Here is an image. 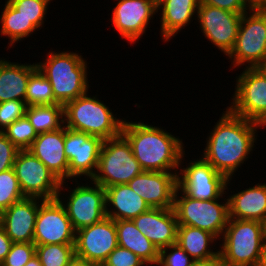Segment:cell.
Wrapping results in <instances>:
<instances>
[{"label":"cell","mask_w":266,"mask_h":266,"mask_svg":"<svg viewBox=\"0 0 266 266\" xmlns=\"http://www.w3.org/2000/svg\"><path fill=\"white\" fill-rule=\"evenodd\" d=\"M121 134L144 171L178 173L185 159L182 139L144 122H123ZM173 171V172H172Z\"/></svg>","instance_id":"2"},{"label":"cell","mask_w":266,"mask_h":266,"mask_svg":"<svg viewBox=\"0 0 266 266\" xmlns=\"http://www.w3.org/2000/svg\"><path fill=\"white\" fill-rule=\"evenodd\" d=\"M25 266H42V264L38 259V257L35 255L28 261V263Z\"/></svg>","instance_id":"45"},{"label":"cell","mask_w":266,"mask_h":266,"mask_svg":"<svg viewBox=\"0 0 266 266\" xmlns=\"http://www.w3.org/2000/svg\"><path fill=\"white\" fill-rule=\"evenodd\" d=\"M118 246L126 248L140 257L147 265H157L158 248L136 227L133 220H116Z\"/></svg>","instance_id":"26"},{"label":"cell","mask_w":266,"mask_h":266,"mask_svg":"<svg viewBox=\"0 0 266 266\" xmlns=\"http://www.w3.org/2000/svg\"><path fill=\"white\" fill-rule=\"evenodd\" d=\"M230 107L235 115L266 125V77L257 68H244L236 77Z\"/></svg>","instance_id":"10"},{"label":"cell","mask_w":266,"mask_h":266,"mask_svg":"<svg viewBox=\"0 0 266 266\" xmlns=\"http://www.w3.org/2000/svg\"><path fill=\"white\" fill-rule=\"evenodd\" d=\"M68 266H101V265L87 262L75 257V259Z\"/></svg>","instance_id":"44"},{"label":"cell","mask_w":266,"mask_h":266,"mask_svg":"<svg viewBox=\"0 0 266 266\" xmlns=\"http://www.w3.org/2000/svg\"><path fill=\"white\" fill-rule=\"evenodd\" d=\"M227 197L229 218L266 222V183H257Z\"/></svg>","instance_id":"23"},{"label":"cell","mask_w":266,"mask_h":266,"mask_svg":"<svg viewBox=\"0 0 266 266\" xmlns=\"http://www.w3.org/2000/svg\"><path fill=\"white\" fill-rule=\"evenodd\" d=\"M0 15L1 30L0 36L3 35L10 39L8 43V50L16 42L24 40V38L33 35L38 29L31 21L24 18L20 11L15 10L6 0L4 8Z\"/></svg>","instance_id":"28"},{"label":"cell","mask_w":266,"mask_h":266,"mask_svg":"<svg viewBox=\"0 0 266 266\" xmlns=\"http://www.w3.org/2000/svg\"><path fill=\"white\" fill-rule=\"evenodd\" d=\"M256 68L266 77V58Z\"/></svg>","instance_id":"46"},{"label":"cell","mask_w":266,"mask_h":266,"mask_svg":"<svg viewBox=\"0 0 266 266\" xmlns=\"http://www.w3.org/2000/svg\"><path fill=\"white\" fill-rule=\"evenodd\" d=\"M218 241V238L206 231L188 225H178L177 243L194 260H206L219 254L217 250L211 249V245ZM211 245V246H210Z\"/></svg>","instance_id":"27"},{"label":"cell","mask_w":266,"mask_h":266,"mask_svg":"<svg viewBox=\"0 0 266 266\" xmlns=\"http://www.w3.org/2000/svg\"><path fill=\"white\" fill-rule=\"evenodd\" d=\"M219 253L232 266H261L265 223L229 218Z\"/></svg>","instance_id":"5"},{"label":"cell","mask_w":266,"mask_h":266,"mask_svg":"<svg viewBox=\"0 0 266 266\" xmlns=\"http://www.w3.org/2000/svg\"><path fill=\"white\" fill-rule=\"evenodd\" d=\"M75 235L66 210L57 198L44 200L39 205L33 238L35 245L75 244Z\"/></svg>","instance_id":"13"},{"label":"cell","mask_w":266,"mask_h":266,"mask_svg":"<svg viewBox=\"0 0 266 266\" xmlns=\"http://www.w3.org/2000/svg\"><path fill=\"white\" fill-rule=\"evenodd\" d=\"M191 266H232V265H230L219 253L216 256L206 260H194Z\"/></svg>","instance_id":"42"},{"label":"cell","mask_w":266,"mask_h":266,"mask_svg":"<svg viewBox=\"0 0 266 266\" xmlns=\"http://www.w3.org/2000/svg\"><path fill=\"white\" fill-rule=\"evenodd\" d=\"M144 170L134 157L128 140L120 134L103 140L96 174L91 181L103 188L127 184Z\"/></svg>","instance_id":"6"},{"label":"cell","mask_w":266,"mask_h":266,"mask_svg":"<svg viewBox=\"0 0 266 266\" xmlns=\"http://www.w3.org/2000/svg\"><path fill=\"white\" fill-rule=\"evenodd\" d=\"M37 68L49 80L54 99L65 105L85 95L89 90L87 61L83 56L70 51H49Z\"/></svg>","instance_id":"3"},{"label":"cell","mask_w":266,"mask_h":266,"mask_svg":"<svg viewBox=\"0 0 266 266\" xmlns=\"http://www.w3.org/2000/svg\"><path fill=\"white\" fill-rule=\"evenodd\" d=\"M227 56L233 68H256L266 58V9L251 8L242 14L235 44Z\"/></svg>","instance_id":"8"},{"label":"cell","mask_w":266,"mask_h":266,"mask_svg":"<svg viewBox=\"0 0 266 266\" xmlns=\"http://www.w3.org/2000/svg\"><path fill=\"white\" fill-rule=\"evenodd\" d=\"M118 246L115 220L105 217L102 221L80 228L75 235V257L102 265Z\"/></svg>","instance_id":"14"},{"label":"cell","mask_w":266,"mask_h":266,"mask_svg":"<svg viewBox=\"0 0 266 266\" xmlns=\"http://www.w3.org/2000/svg\"><path fill=\"white\" fill-rule=\"evenodd\" d=\"M200 3L238 14H244L251 9L245 0H200Z\"/></svg>","instance_id":"40"},{"label":"cell","mask_w":266,"mask_h":266,"mask_svg":"<svg viewBox=\"0 0 266 266\" xmlns=\"http://www.w3.org/2000/svg\"><path fill=\"white\" fill-rule=\"evenodd\" d=\"M219 200L203 201L190 198L177 187L173 209L178 225H188L206 230L221 240L229 221V202L228 197L224 198V203Z\"/></svg>","instance_id":"7"},{"label":"cell","mask_w":266,"mask_h":266,"mask_svg":"<svg viewBox=\"0 0 266 266\" xmlns=\"http://www.w3.org/2000/svg\"><path fill=\"white\" fill-rule=\"evenodd\" d=\"M265 242H266V222H265Z\"/></svg>","instance_id":"48"},{"label":"cell","mask_w":266,"mask_h":266,"mask_svg":"<svg viewBox=\"0 0 266 266\" xmlns=\"http://www.w3.org/2000/svg\"><path fill=\"white\" fill-rule=\"evenodd\" d=\"M3 132L19 150H28L38 136L26 115L14 121Z\"/></svg>","instance_id":"32"},{"label":"cell","mask_w":266,"mask_h":266,"mask_svg":"<svg viewBox=\"0 0 266 266\" xmlns=\"http://www.w3.org/2000/svg\"><path fill=\"white\" fill-rule=\"evenodd\" d=\"M36 69V63L21 64L0 58V102L25 101L29 77Z\"/></svg>","instance_id":"25"},{"label":"cell","mask_w":266,"mask_h":266,"mask_svg":"<svg viewBox=\"0 0 266 266\" xmlns=\"http://www.w3.org/2000/svg\"><path fill=\"white\" fill-rule=\"evenodd\" d=\"M13 242L6 234L4 228L0 225V265L9 253Z\"/></svg>","instance_id":"41"},{"label":"cell","mask_w":266,"mask_h":266,"mask_svg":"<svg viewBox=\"0 0 266 266\" xmlns=\"http://www.w3.org/2000/svg\"><path fill=\"white\" fill-rule=\"evenodd\" d=\"M88 92L63 106L64 126L70 130L100 137L102 140L121 134L124 120L116 118L112 110Z\"/></svg>","instance_id":"4"},{"label":"cell","mask_w":266,"mask_h":266,"mask_svg":"<svg viewBox=\"0 0 266 266\" xmlns=\"http://www.w3.org/2000/svg\"><path fill=\"white\" fill-rule=\"evenodd\" d=\"M106 217L113 220H133L150 209L148 204L127 184L105 188Z\"/></svg>","instance_id":"24"},{"label":"cell","mask_w":266,"mask_h":266,"mask_svg":"<svg viewBox=\"0 0 266 266\" xmlns=\"http://www.w3.org/2000/svg\"><path fill=\"white\" fill-rule=\"evenodd\" d=\"M261 266H266V242L264 243L263 259H262Z\"/></svg>","instance_id":"47"},{"label":"cell","mask_w":266,"mask_h":266,"mask_svg":"<svg viewBox=\"0 0 266 266\" xmlns=\"http://www.w3.org/2000/svg\"><path fill=\"white\" fill-rule=\"evenodd\" d=\"M179 169L178 188L188 197L198 200L223 199L232 180L216 171L202 157L190 161L186 167L180 166Z\"/></svg>","instance_id":"11"},{"label":"cell","mask_w":266,"mask_h":266,"mask_svg":"<svg viewBox=\"0 0 266 266\" xmlns=\"http://www.w3.org/2000/svg\"><path fill=\"white\" fill-rule=\"evenodd\" d=\"M178 173L143 171L127 185L136 192L150 208L174 207Z\"/></svg>","instance_id":"18"},{"label":"cell","mask_w":266,"mask_h":266,"mask_svg":"<svg viewBox=\"0 0 266 266\" xmlns=\"http://www.w3.org/2000/svg\"><path fill=\"white\" fill-rule=\"evenodd\" d=\"M133 222L158 250L177 243L178 222L173 208H150Z\"/></svg>","instance_id":"21"},{"label":"cell","mask_w":266,"mask_h":266,"mask_svg":"<svg viewBox=\"0 0 266 266\" xmlns=\"http://www.w3.org/2000/svg\"><path fill=\"white\" fill-rule=\"evenodd\" d=\"M51 1L53 0H7L15 10L20 11L24 18L40 30L44 27V19Z\"/></svg>","instance_id":"33"},{"label":"cell","mask_w":266,"mask_h":266,"mask_svg":"<svg viewBox=\"0 0 266 266\" xmlns=\"http://www.w3.org/2000/svg\"><path fill=\"white\" fill-rule=\"evenodd\" d=\"M200 0H157V10L161 11L160 36L168 42L191 23L197 15Z\"/></svg>","instance_id":"22"},{"label":"cell","mask_w":266,"mask_h":266,"mask_svg":"<svg viewBox=\"0 0 266 266\" xmlns=\"http://www.w3.org/2000/svg\"><path fill=\"white\" fill-rule=\"evenodd\" d=\"M25 198L13 168L0 173V213Z\"/></svg>","instance_id":"34"},{"label":"cell","mask_w":266,"mask_h":266,"mask_svg":"<svg viewBox=\"0 0 266 266\" xmlns=\"http://www.w3.org/2000/svg\"><path fill=\"white\" fill-rule=\"evenodd\" d=\"M25 102L27 106L58 104L49 80L37 68L29 77Z\"/></svg>","instance_id":"30"},{"label":"cell","mask_w":266,"mask_h":266,"mask_svg":"<svg viewBox=\"0 0 266 266\" xmlns=\"http://www.w3.org/2000/svg\"><path fill=\"white\" fill-rule=\"evenodd\" d=\"M147 264L130 250L117 246L101 266H146Z\"/></svg>","instance_id":"38"},{"label":"cell","mask_w":266,"mask_h":266,"mask_svg":"<svg viewBox=\"0 0 266 266\" xmlns=\"http://www.w3.org/2000/svg\"><path fill=\"white\" fill-rule=\"evenodd\" d=\"M42 266H68L75 259V244L36 245Z\"/></svg>","instance_id":"31"},{"label":"cell","mask_w":266,"mask_h":266,"mask_svg":"<svg viewBox=\"0 0 266 266\" xmlns=\"http://www.w3.org/2000/svg\"><path fill=\"white\" fill-rule=\"evenodd\" d=\"M36 255V245L31 243H13L0 266H25Z\"/></svg>","instance_id":"36"},{"label":"cell","mask_w":266,"mask_h":266,"mask_svg":"<svg viewBox=\"0 0 266 266\" xmlns=\"http://www.w3.org/2000/svg\"><path fill=\"white\" fill-rule=\"evenodd\" d=\"M242 14L233 13L212 5L199 4V29L224 55H228L237 38Z\"/></svg>","instance_id":"15"},{"label":"cell","mask_w":266,"mask_h":266,"mask_svg":"<svg viewBox=\"0 0 266 266\" xmlns=\"http://www.w3.org/2000/svg\"><path fill=\"white\" fill-rule=\"evenodd\" d=\"M19 149L0 131V173L13 168Z\"/></svg>","instance_id":"39"},{"label":"cell","mask_w":266,"mask_h":266,"mask_svg":"<svg viewBox=\"0 0 266 266\" xmlns=\"http://www.w3.org/2000/svg\"><path fill=\"white\" fill-rule=\"evenodd\" d=\"M103 140L97 136L77 132L65 127L64 149L69 162V180L92 179L96 174Z\"/></svg>","instance_id":"16"},{"label":"cell","mask_w":266,"mask_h":266,"mask_svg":"<svg viewBox=\"0 0 266 266\" xmlns=\"http://www.w3.org/2000/svg\"><path fill=\"white\" fill-rule=\"evenodd\" d=\"M67 182H61L57 199L64 206L73 229L77 231L80 228L102 221L106 217L105 188L91 180L89 181L91 182L89 185L88 182L81 185L76 179L75 182H77V185L70 191L64 187ZM66 189L70 193L67 195L68 199L62 198L64 196H61V191H65Z\"/></svg>","instance_id":"9"},{"label":"cell","mask_w":266,"mask_h":266,"mask_svg":"<svg viewBox=\"0 0 266 266\" xmlns=\"http://www.w3.org/2000/svg\"><path fill=\"white\" fill-rule=\"evenodd\" d=\"M13 169L25 197L57 198L61 181L28 150L18 151Z\"/></svg>","instance_id":"12"},{"label":"cell","mask_w":266,"mask_h":266,"mask_svg":"<svg viewBox=\"0 0 266 266\" xmlns=\"http://www.w3.org/2000/svg\"><path fill=\"white\" fill-rule=\"evenodd\" d=\"M223 112L206 138L201 157L230 179L250 157L257 143V129L263 126L233 114L228 108Z\"/></svg>","instance_id":"1"},{"label":"cell","mask_w":266,"mask_h":266,"mask_svg":"<svg viewBox=\"0 0 266 266\" xmlns=\"http://www.w3.org/2000/svg\"><path fill=\"white\" fill-rule=\"evenodd\" d=\"M250 8L266 9V0H245Z\"/></svg>","instance_id":"43"},{"label":"cell","mask_w":266,"mask_h":266,"mask_svg":"<svg viewBox=\"0 0 266 266\" xmlns=\"http://www.w3.org/2000/svg\"><path fill=\"white\" fill-rule=\"evenodd\" d=\"M43 199L25 197L0 213V225L13 243H31L39 205Z\"/></svg>","instance_id":"19"},{"label":"cell","mask_w":266,"mask_h":266,"mask_svg":"<svg viewBox=\"0 0 266 266\" xmlns=\"http://www.w3.org/2000/svg\"><path fill=\"white\" fill-rule=\"evenodd\" d=\"M65 126L55 131L38 134L28 149L61 182L69 180V162L64 149Z\"/></svg>","instance_id":"20"},{"label":"cell","mask_w":266,"mask_h":266,"mask_svg":"<svg viewBox=\"0 0 266 266\" xmlns=\"http://www.w3.org/2000/svg\"><path fill=\"white\" fill-rule=\"evenodd\" d=\"M112 10V25L119 35L130 43H136L145 34L150 20L159 11L157 0H116Z\"/></svg>","instance_id":"17"},{"label":"cell","mask_w":266,"mask_h":266,"mask_svg":"<svg viewBox=\"0 0 266 266\" xmlns=\"http://www.w3.org/2000/svg\"><path fill=\"white\" fill-rule=\"evenodd\" d=\"M26 116L37 134L58 130L64 125L61 104L27 106Z\"/></svg>","instance_id":"29"},{"label":"cell","mask_w":266,"mask_h":266,"mask_svg":"<svg viewBox=\"0 0 266 266\" xmlns=\"http://www.w3.org/2000/svg\"><path fill=\"white\" fill-rule=\"evenodd\" d=\"M25 101L9 100L0 102V131L6 129L14 121L26 115Z\"/></svg>","instance_id":"37"},{"label":"cell","mask_w":266,"mask_h":266,"mask_svg":"<svg viewBox=\"0 0 266 266\" xmlns=\"http://www.w3.org/2000/svg\"><path fill=\"white\" fill-rule=\"evenodd\" d=\"M193 261L194 259L178 243H175L159 250L156 266H191Z\"/></svg>","instance_id":"35"}]
</instances>
